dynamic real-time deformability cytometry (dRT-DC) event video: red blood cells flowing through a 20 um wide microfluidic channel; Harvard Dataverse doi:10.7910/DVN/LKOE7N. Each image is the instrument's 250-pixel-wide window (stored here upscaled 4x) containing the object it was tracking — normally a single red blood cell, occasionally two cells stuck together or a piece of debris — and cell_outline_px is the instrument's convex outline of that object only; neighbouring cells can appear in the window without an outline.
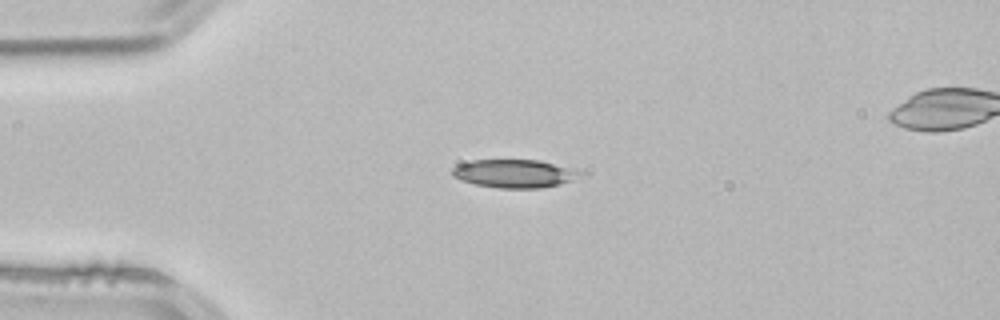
{"species": "common noctule bat (a hibernating species)", "species_latin": "Nyctalus noctula", "temperature_condition": "room temperature", "stored_images_in_passage": 2, "segment_of_instrument_passage": [1, 2], "camera_frame_rate_fps": 3000, "um_per_image_px": 0.085, "animal": {"sex": "male", "body_mass_g": 21.5, "forearm_length_mm": 52.0}, "frame": {"image": 1, "passage_image": 1, "time_ms": 0.0, "image_size_px": [1000, 320], "cell_outline_px": [[584, 172], [572, 180], [560, 184], [540, 188], [500, 188], [476, 184], [460, 180], [452, 176], [452, 168], [456, 164], [472, 160], [540, 160], [576, 168]], "centroid_in_image_um": [43.73, 14.74], "position_along_channel_um": 41.3, "area_um2": 21.21}}